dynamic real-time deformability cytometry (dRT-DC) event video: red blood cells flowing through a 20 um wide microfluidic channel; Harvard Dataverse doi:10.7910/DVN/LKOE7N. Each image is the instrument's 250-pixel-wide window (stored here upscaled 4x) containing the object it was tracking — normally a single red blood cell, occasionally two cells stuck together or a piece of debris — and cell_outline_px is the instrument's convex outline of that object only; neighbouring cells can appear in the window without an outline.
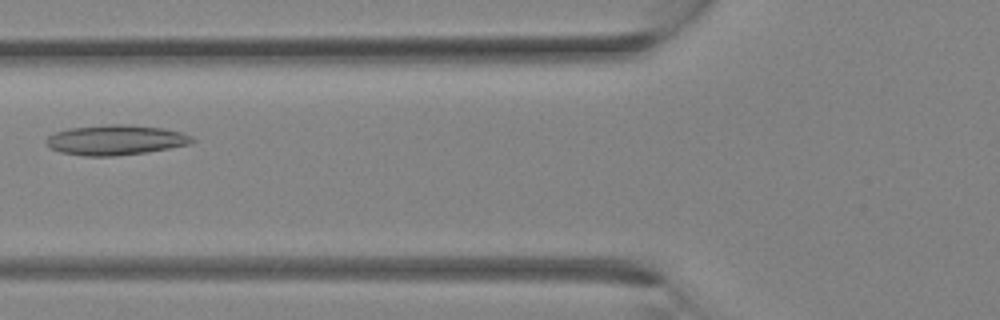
{"species": "Egyptian fruit bat (a non-hibernating species)", "species_latin": "Rousettus aegyptiacus", "temperature_condition": "room temperature", "stored_images_in_passage": 27, "camera_frame_rate_fps": 3000, "um_per_image_px": 0.085, "animal": {"sex": "female"}, "frame": {"image": 1, "passage_image": 7, "time_ms": 2.0, "image_size_px": [1000, 320], "cell_outline_px": [[196, 140], [188, 144], [148, 152], [116, 156], [84, 156], [60, 152], [52, 148], [44, 140], [48, 136], [56, 132], [68, 128], [112, 124], [128, 124], [164, 128], [180, 132], [192, 136]], "centroid_in_image_um": [9.83, 11.89], "position_along_channel_um": 116.0, "area_um2": 25.55}}
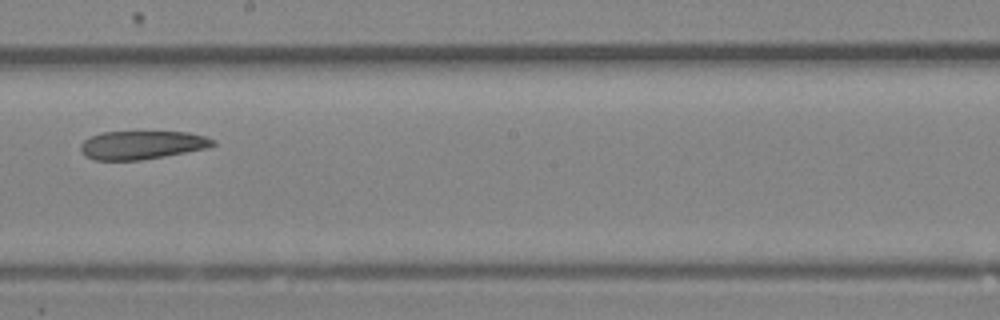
{"frame": {"image": 2, "passage_image": 13, "time_ms": 4.0, "image_size_px": [1000, 320], "cell_outline_px": [[216, 144], [208, 148], [164, 156], [140, 160], [96, 160], [84, 156], [80, 152], [80, 144], [84, 140], [92, 136], [104, 132], [188, 132], [204, 136], [216, 140]], "centroid_in_image_um": [12.06, 12.33], "position_along_channel_um": 236.1, "area_um2": 21.91}}
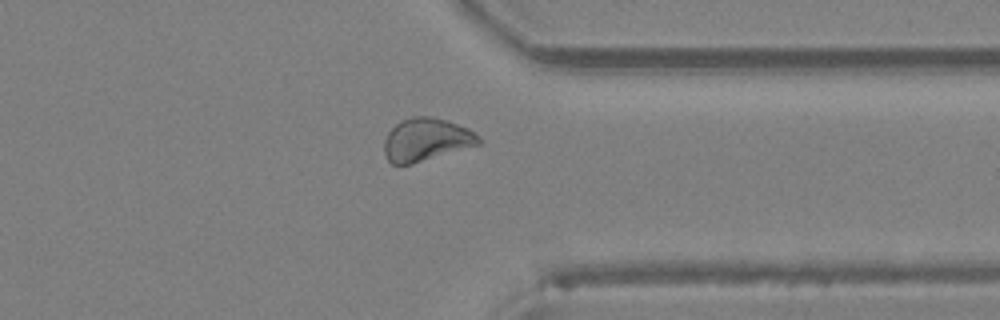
{"frame": {"image": 3, "passage_image": 20, "time_ms": 6.333, "image_size_px": [1000, 320], "cell_outline_px": [[480, 144], [412, 164], [392, 164], [388, 160], [384, 152], [384, 140], [388, 132], [400, 120], [412, 116], [432, 116], [468, 128], [480, 136]], "centroid_in_image_um": [36.21, 11.86], "position_along_channel_um": 375.2, "area_um2": 23.52}}